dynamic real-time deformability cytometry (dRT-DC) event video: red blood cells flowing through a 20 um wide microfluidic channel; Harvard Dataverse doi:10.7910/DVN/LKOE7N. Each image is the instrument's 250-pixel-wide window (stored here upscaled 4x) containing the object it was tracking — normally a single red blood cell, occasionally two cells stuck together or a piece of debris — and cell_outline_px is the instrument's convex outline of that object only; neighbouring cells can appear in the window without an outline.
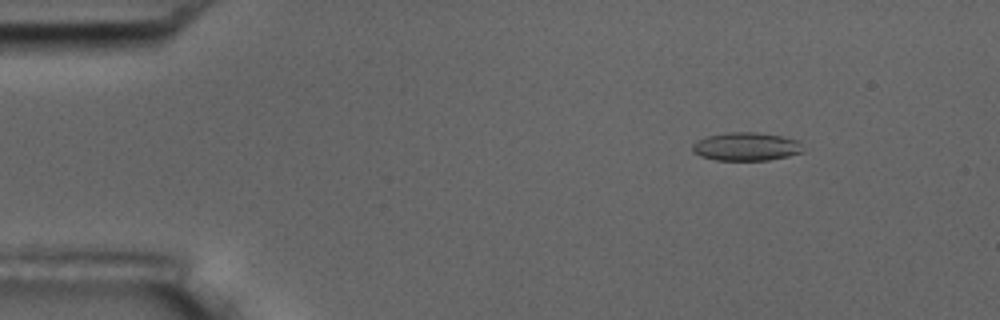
{"species": "common noctule bat (a hibernating species)", "species_latin": "Nyctalus noctula", "temperature_condition": "room temperature", "stored_images_in_passage": 4, "camera_frame_rate_fps": 3000, "um_per_image_px": 0.085, "animal": {"sex": "male", "body_mass_g": 17.5, "forearm_length_mm": 52.3}, "frame": {"image": 1, "passage_image": 2, "time_ms": 2.0, "image_size_px": [1000, 320], "cell_outline_px": [[804, 152], [788, 156], [768, 160], [716, 160], [700, 156], [692, 152], [692, 144], [696, 140], [708, 136], [728, 132], [756, 132], [780, 136], [796, 140], [800, 144]], "centroid_in_image_um": [63.38, 12.46], "position_along_channel_um": 21.6, "area_um2": 18.21}}